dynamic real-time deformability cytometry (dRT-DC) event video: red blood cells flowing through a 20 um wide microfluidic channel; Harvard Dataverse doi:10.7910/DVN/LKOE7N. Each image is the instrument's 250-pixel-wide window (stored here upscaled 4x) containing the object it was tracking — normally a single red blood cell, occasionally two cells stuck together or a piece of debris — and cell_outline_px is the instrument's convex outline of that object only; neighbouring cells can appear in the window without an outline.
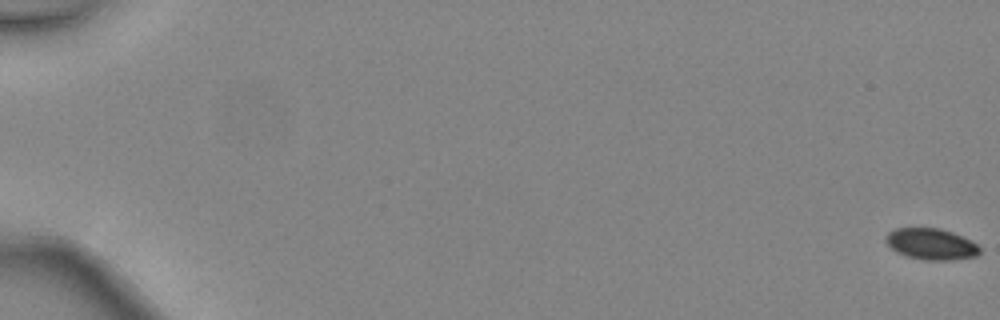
{"species": "common noctule bat (a hibernating species)", "species_latin": "Nyctalus noctula", "temperature_condition": "warm", "stored_images_in_passage": 7, "camera_frame_rate_fps": 3000, "um_per_image_px": 0.085, "animal": {"sex": "female", "body_mass_g": 24.6, "forearm_length_mm": 56.2}, "frame": {"image": 1, "passage_image": 1, "time_ms": 0.0, "image_size_px": [1000, 320], "cell_outline_px": [[980, 252], [976, 256], [952, 260], [924, 260], [908, 256], [896, 252], [884, 240], [884, 236], [888, 232], [896, 228], [940, 228], [952, 232], [976, 244], [980, 248]], "centroid_in_image_um": [79.11, 20.74], "position_along_channel_um": 5.9, "area_um2": 16.99}}
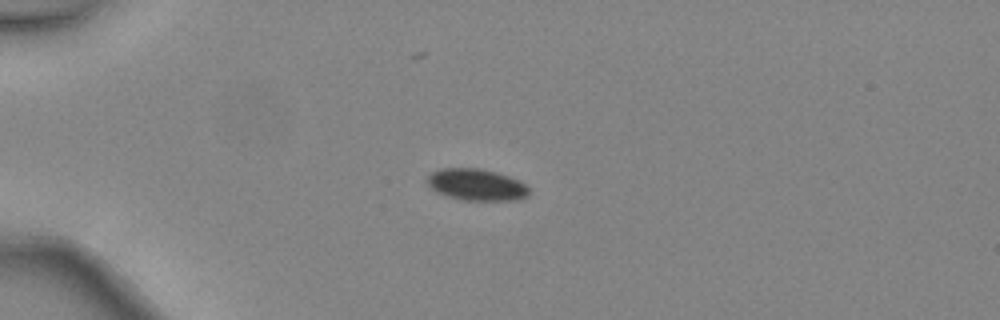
{"frame": {"image": 2, "passage_image": 5, "time_ms": 1.333, "image_size_px": [1000, 320], "cell_outline_px": [[528, 196], [516, 200], [464, 200], [448, 196], [436, 192], [424, 180], [432, 172], [440, 168], [480, 168], [496, 172], [508, 176], [524, 184], [528, 188]], "centroid_in_image_um": [40.46, 15.69], "position_along_channel_um": 44.5, "area_um2": 18.67}}
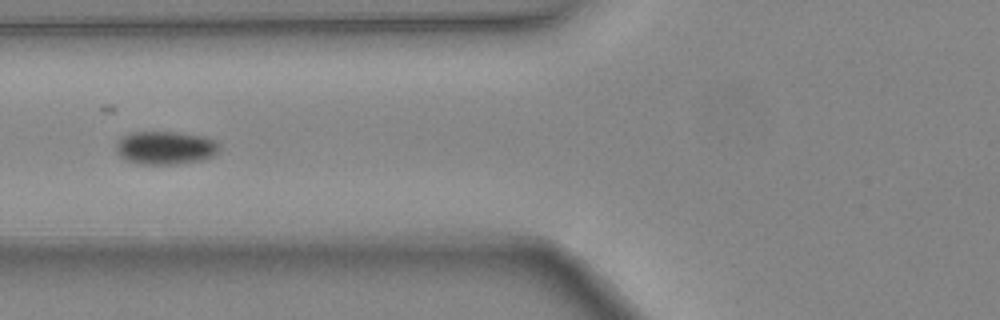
{"frame": {"image": 3, "passage_image": 7, "time_ms": 2.0, "image_size_px": [1000, 320], "cell_outline_px": [[220, 148], [212, 156], [204, 160], [176, 164], [140, 164], [124, 160], [116, 152], [116, 144], [120, 136], [128, 132], [176, 132], [204, 136], [216, 140], [220, 144]], "centroid_in_image_um": [14.04, 12.56], "position_along_channel_um": 111.8, "area_um2": 20.35}}